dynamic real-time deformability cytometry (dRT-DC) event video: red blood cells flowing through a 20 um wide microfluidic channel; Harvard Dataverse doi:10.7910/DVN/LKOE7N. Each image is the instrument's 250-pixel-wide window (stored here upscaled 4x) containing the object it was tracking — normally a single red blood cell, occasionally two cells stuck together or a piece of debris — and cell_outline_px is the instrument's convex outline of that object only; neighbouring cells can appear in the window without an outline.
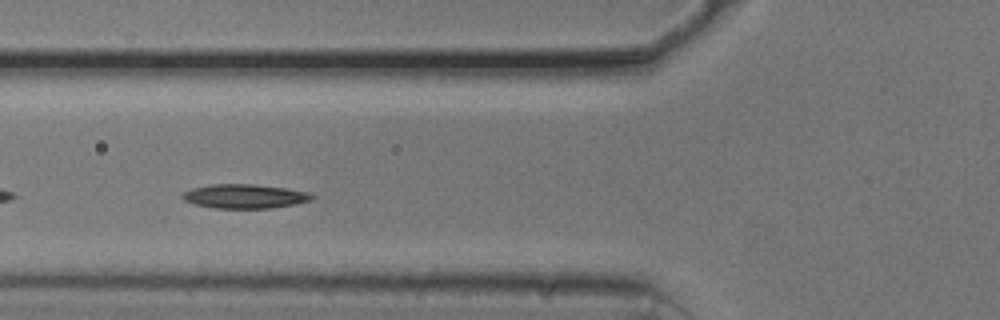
{"species": "common noctule bat (a hibernating species)", "species_latin": "Nyctalus noctula", "temperature_condition": "cold", "stored_images_in_passage": 40, "camera_frame_rate_fps": 3000, "um_per_image_px": 0.085, "animal": {"sex": "male", "body_mass_g": 20.5, "forearm_length_mm": 52.5}, "frame": {"image": 1, "passage_image": 5, "time_ms": 1.333, "image_size_px": [1000, 320], "cell_outline_px": [[316, 196], [312, 200], [296, 204], [272, 208], [216, 208], [196, 204], [184, 200], [180, 196], [184, 192], [192, 188], [212, 184], [256, 184], [284, 188], [308, 192]], "centroid_in_image_um": [20.82, 16.68], "position_along_channel_um": 105.0, "area_um2": 18.21}}
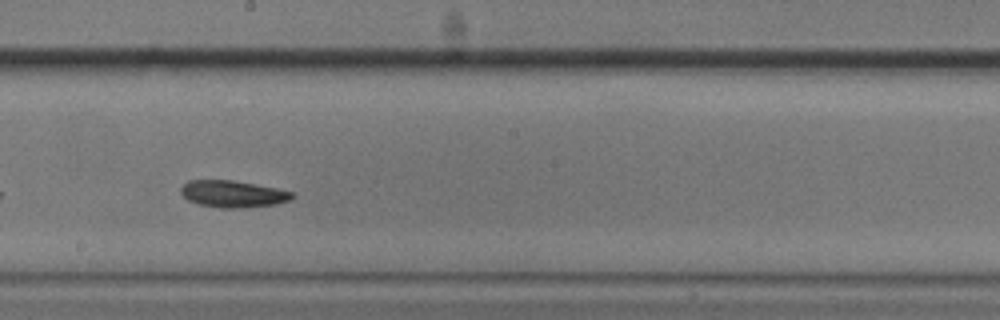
{"frame": {"image": 2, "passage_image": 15, "time_ms": 4.667, "image_size_px": [1000, 320], "cell_outline_px": [[296, 196], [288, 200], [276, 204], [236, 208], [220, 208], [200, 204], [188, 200], [180, 192], [180, 188], [188, 180], [232, 180], [256, 184], [296, 192]], "centroid_in_image_um": [19.81, 16.47], "position_along_channel_um": 228.4, "area_um2": 17.4}}
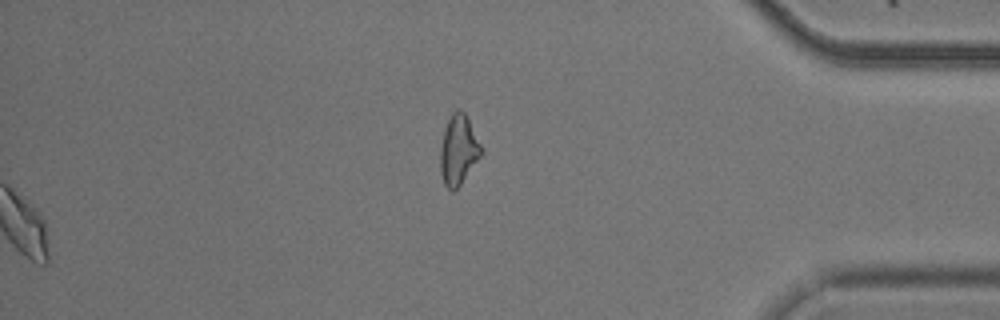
{"frame": {"image": 3, "passage_image": 40, "time_ms": 13.0, "image_size_px": [1000, 320], "cell_outline_px": [[484, 152], [460, 184], [452, 192], [444, 184], [440, 172], [440, 148], [444, 128], [452, 112], [456, 108], [460, 108], [464, 112]], "centroid_in_image_um": [38.95, 12.73], "position_along_channel_um": 396.3, "area_um2": 16.53}, "authors_computed_cell_mechanics": {"area_um2": 17.5712, "velocity_mm_per_s": 3.6975, "shape_relaxation_time_tau1_ms": 3.2735, "shape_relaxation_time_tau2_ms": 2.3592, "deformation_change_tau1": 0.0938, "deformation_change_tau2": 0.0663}}